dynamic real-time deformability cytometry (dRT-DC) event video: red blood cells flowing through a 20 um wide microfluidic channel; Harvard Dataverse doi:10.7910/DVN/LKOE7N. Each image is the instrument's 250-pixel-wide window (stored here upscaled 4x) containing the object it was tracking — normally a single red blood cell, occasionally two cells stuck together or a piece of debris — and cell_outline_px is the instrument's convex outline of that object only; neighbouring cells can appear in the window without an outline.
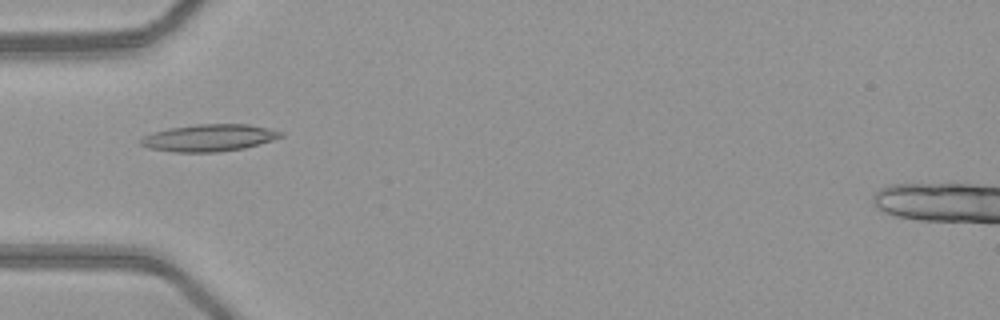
{"species": "common noctule bat (a hibernating species)", "species_latin": "Nyctalus noctula", "temperature_condition": "warm", "stored_images_in_passage": 40, "camera_frame_rate_fps": 3000, "um_per_image_px": 0.085, "animal": {"sex": "female", "body_mass_g": 21.9}, "frame": {"image": 1, "passage_image": 6, "time_ms": 1.667, "image_size_px": [1000, 320], "cell_outline_px": [[284, 136], [272, 140], [244, 148], [216, 152], [176, 152], [148, 148], [140, 144], [140, 140], [144, 136], [152, 132], [168, 128], [196, 124], [248, 124], [268, 128], [284, 132]], "centroid_in_image_um": [17.77, 11.71], "position_along_channel_um": 67.2, "area_um2": 22.08}}
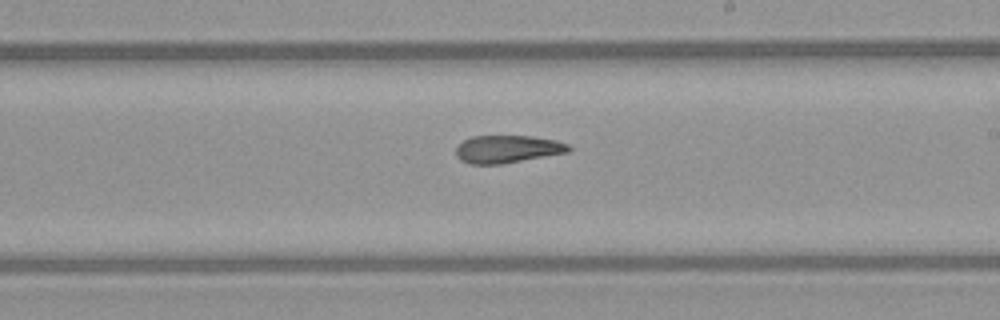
{"frame": {"image": 2, "passage_image": 19, "time_ms": 6.0, "image_size_px": [1000, 320], "cell_outline_px": [[572, 148], [568, 152], [500, 164], [468, 164], [460, 160], [456, 156], [456, 148], [464, 140], [472, 136], [532, 136], [556, 140], [568, 144]], "centroid_in_image_um": [43.12, 12.67], "position_along_channel_um": 245.9, "area_um2": 18.09}}
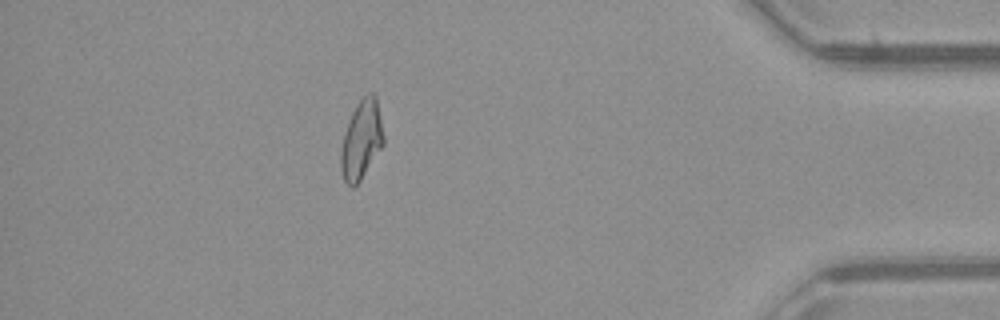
{"frame": {"image": 3, "passage_image": 34, "time_ms": 11.0, "image_size_px": [1000, 320], "cell_outline_px": [[384, 144], [360, 180], [352, 188], [344, 180], [340, 168], [340, 148], [344, 132], [352, 112], [356, 104], [368, 92], [372, 92], [376, 96], [384, 136]], "centroid_in_image_um": [30.71, 11.87], "position_along_channel_um": 404.5, "area_um2": 19.59}, "authors_computed_cell_mechanics": {"area_um2": 19.3341, "velocity_mm_per_s": 4.1015, "shape_relaxation_time_tau1_ms": null, "shape_relaxation_time_tau2_ms": 3.8654, "deformation_change_tau1": null, "deformation_change_tau2": 0.1251}}